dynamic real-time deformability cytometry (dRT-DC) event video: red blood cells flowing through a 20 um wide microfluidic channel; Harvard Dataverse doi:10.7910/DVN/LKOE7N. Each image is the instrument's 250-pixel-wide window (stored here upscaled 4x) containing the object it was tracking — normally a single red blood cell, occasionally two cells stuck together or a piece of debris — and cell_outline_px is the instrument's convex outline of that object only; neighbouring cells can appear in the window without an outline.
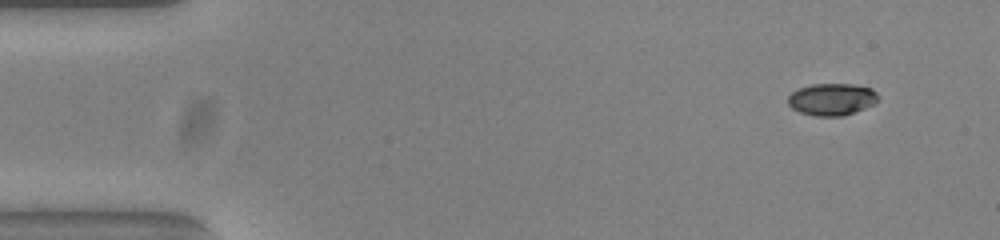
{"species": "common noctule bat (a hibernating species)", "species_latin": "Nyctalus noctula", "temperature_condition": "warm", "stored_images_in_passage": 46, "camera_frame_rate_fps": 3000, "um_per_image_px": 0.085, "animal": {"sex": "female", "body_mass_g": 23.0, "forearm_length_mm": 53.4}, "frame": {"image": 1, "passage_image": 1, "time_ms": 0.0, "image_size_px": [1000, 240], "cell_outline_px": [[876, 100], [872, 104], [864, 108], [840, 116], [816, 116], [800, 112], [792, 108], [788, 104], [788, 96], [792, 92], [800, 88], [812, 84], [852, 84], [872, 88], [876, 92]], "centroid_in_image_um": [70.66, 8.43], "position_along_channel_um": 14.3, "area_um2": 16.53}}
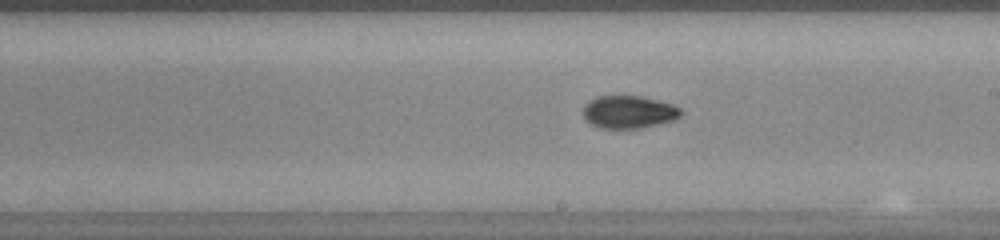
{"frame": {"image": 2, "passage_image": 27, "time_ms": 8.667, "image_size_px": [1000, 240], "cell_outline_px": [[684, 112], [680, 116], [672, 120], [640, 128], [600, 128], [592, 124], [584, 116], [584, 104], [588, 100], [596, 96], [640, 96], [672, 104], [680, 108]], "centroid_in_image_um": [53.43, 9.51], "position_along_channel_um": 235.6, "area_um2": 18.44}}
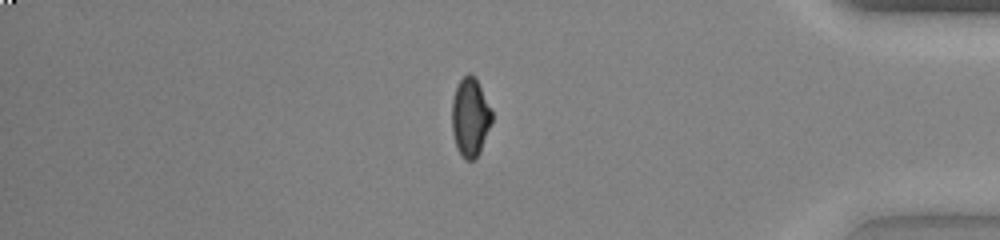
{"frame": {"image": 3, "passage_image": 42, "time_ms": 13.667, "image_size_px": [1000, 240], "cell_outline_px": [[492, 120], [480, 152], [472, 160], [468, 160], [460, 152], [456, 144], [452, 132], [452, 100], [456, 88], [460, 80], [468, 72], [476, 80], [492, 108]], "centroid_in_image_um": [39.97, 9.94], "position_along_channel_um": 395.2, "area_um2": 17.92}}